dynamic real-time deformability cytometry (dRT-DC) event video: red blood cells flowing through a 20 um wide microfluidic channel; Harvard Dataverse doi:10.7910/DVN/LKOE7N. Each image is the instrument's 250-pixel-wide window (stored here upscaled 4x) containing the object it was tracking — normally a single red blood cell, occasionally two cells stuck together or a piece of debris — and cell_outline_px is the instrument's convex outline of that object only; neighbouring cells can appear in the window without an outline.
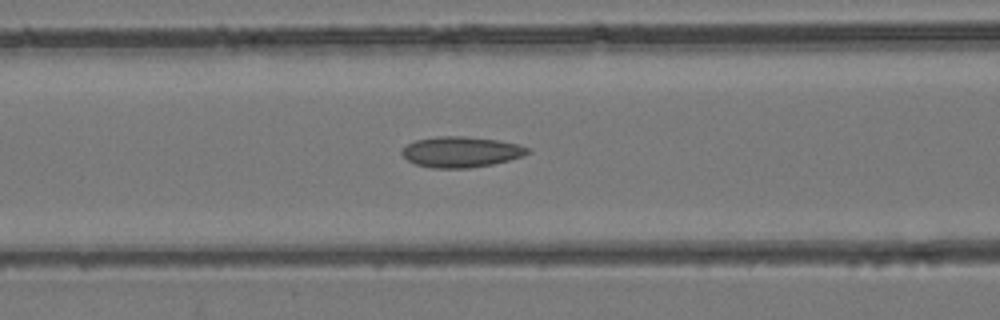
{"species": "common noctule bat (a hibernating species)", "species_latin": "Nyctalus noctula", "temperature_condition": "room temperature", "stored_images_in_passage": 31, "camera_frame_rate_fps": 3000, "um_per_image_px": 0.085, "animal": {"sex": "female", "body_mass_g": 24.6, "forearm_length_mm": 56.2}, "frame": {"image": 1, "passage_image": 11, "time_ms": 3.333, "image_size_px": [1000, 320], "cell_outline_px": [[532, 152], [524, 156], [492, 164], [468, 168], [432, 168], [416, 164], [408, 160], [400, 152], [408, 144], [416, 140], [436, 136], [464, 136], [496, 140], [516, 144], [528, 148]], "centroid_in_image_um": [39.19, 12.91], "position_along_channel_um": 127.4, "area_um2": 22.31}}
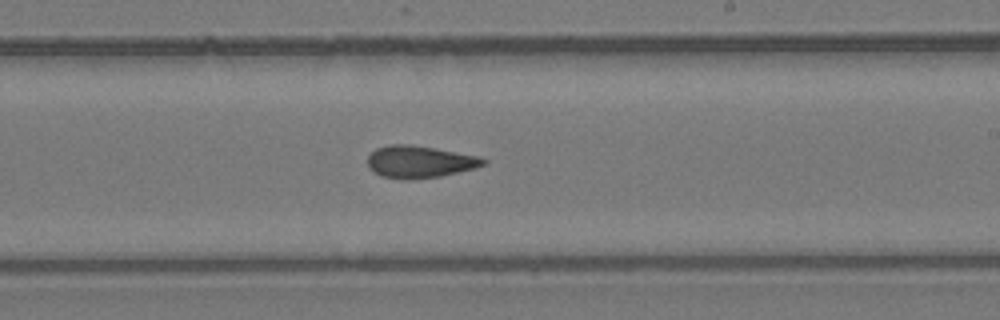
{"frame": {"image": 2, "passage_image": 19, "time_ms": 6.0, "image_size_px": [1000, 320], "cell_outline_px": [[488, 160], [484, 164], [476, 168], [440, 176], [408, 180], [400, 180], [380, 176], [372, 172], [368, 168], [368, 156], [376, 148], [388, 144], [408, 144], [436, 148], [476, 156]], "centroid_in_image_um": [35.61, 13.76], "position_along_channel_um": 253.4, "area_um2": 21.85}}
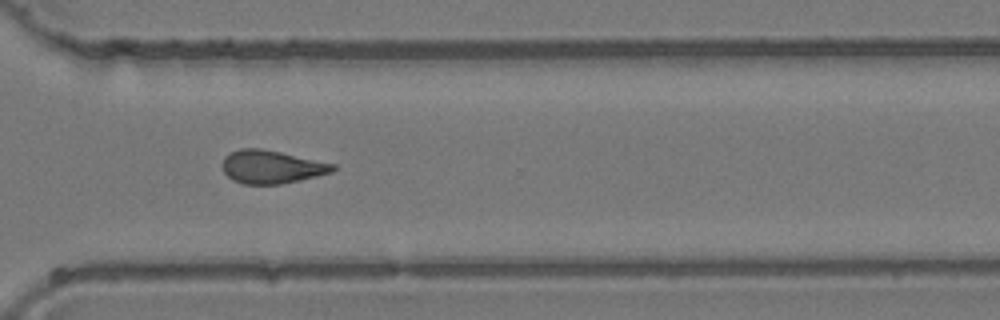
{"frame": {"image": 3, "passage_image": 25, "time_ms": 8.0, "image_size_px": [1000, 320], "cell_outline_px": [[336, 168], [332, 172], [300, 180], [280, 184], [244, 184], [232, 180], [224, 172], [220, 164], [224, 156], [240, 148], [260, 148], [280, 152], [336, 164]], "centroid_in_image_um": [23.05, 14.18], "position_along_channel_um": 347.6, "area_um2": 21.39}}